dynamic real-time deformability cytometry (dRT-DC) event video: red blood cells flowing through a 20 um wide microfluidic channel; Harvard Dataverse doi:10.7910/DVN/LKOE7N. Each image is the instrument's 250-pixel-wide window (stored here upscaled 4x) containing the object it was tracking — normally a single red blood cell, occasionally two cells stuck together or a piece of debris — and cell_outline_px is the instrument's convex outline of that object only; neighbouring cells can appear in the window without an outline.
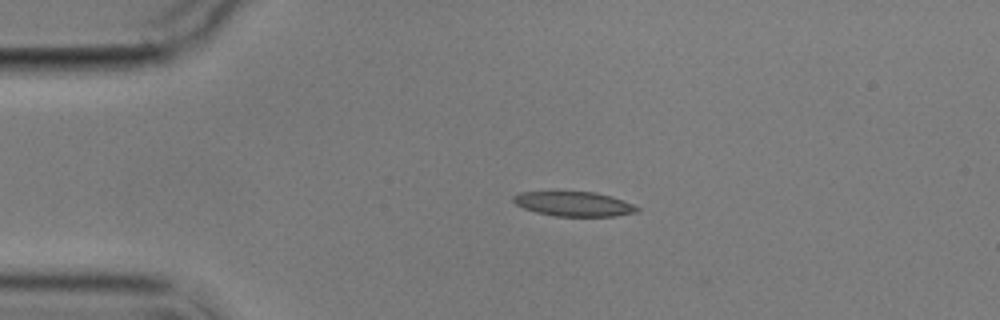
{"species": "common noctule bat (a hibernating species)", "species_latin": "Nyctalus noctula", "temperature_condition": "cold", "stored_images_in_passage": 5, "camera_frame_rate_fps": 3000, "um_per_image_px": 0.085, "animal": {"sex": "male", "body_mass_g": 17.9}, "frame": {"image": 1, "passage_image": 4, "time_ms": 3.333, "image_size_px": [1000, 320], "cell_outline_px": [[640, 212], [616, 216], [556, 216], [536, 212], [524, 208], [516, 204], [512, 200], [512, 196], [520, 192], [596, 192], [612, 196], [632, 204], [640, 208]], "centroid_in_image_um": [48.81, 17.34], "position_along_channel_um": 36.2, "area_um2": 17.74}}